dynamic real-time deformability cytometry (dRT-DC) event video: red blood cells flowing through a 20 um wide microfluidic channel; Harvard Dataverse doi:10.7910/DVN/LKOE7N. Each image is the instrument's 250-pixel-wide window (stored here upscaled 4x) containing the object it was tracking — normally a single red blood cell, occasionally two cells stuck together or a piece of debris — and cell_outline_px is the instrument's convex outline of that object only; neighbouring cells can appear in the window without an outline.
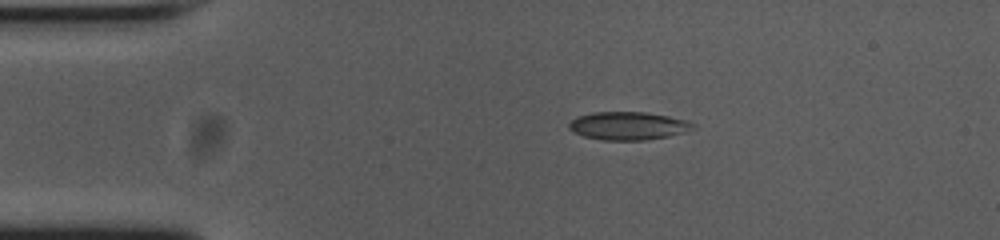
{"species": "common noctule bat (a hibernating species)", "species_latin": "Nyctalus noctula", "temperature_condition": "cold", "stored_images_in_passage": 45, "camera_frame_rate_fps": 3000, "um_per_image_px": 0.085, "animal": {"sex": "female", "body_mass_g": 23.0, "forearm_length_mm": 53.4}, "frame": {"image": 1, "passage_image": 1, "time_ms": 0.0, "image_size_px": [1000, 240], "cell_outline_px": [[696, 124], [692, 128], [684, 132], [668, 136], [644, 140], [604, 140], [584, 136], [568, 128], [568, 124], [576, 116], [592, 112], [644, 112], [668, 116], [684, 120]], "centroid_in_image_um": [53.36, 10.69], "position_along_channel_um": 31.6, "area_um2": 20.06}}
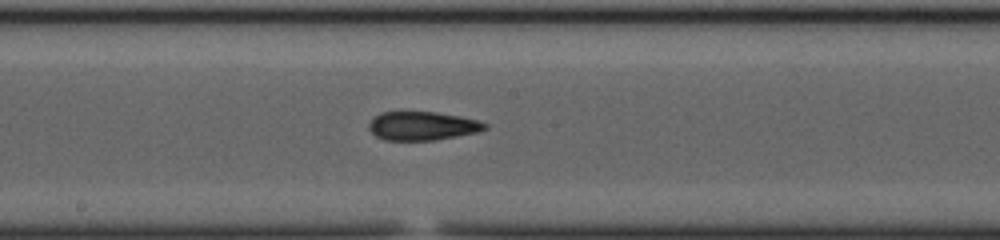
{"frame": {"image": 2, "passage_image": 19, "time_ms": 6.0, "image_size_px": [1000, 240], "cell_outline_px": [[488, 128], [476, 132], [436, 140], [384, 140], [376, 136], [368, 128], [368, 124], [380, 112], [436, 112], [460, 116], [476, 120], [488, 124]], "centroid_in_image_um": [35.89, 10.7], "position_along_channel_um": 212.3, "area_um2": 19.25}}
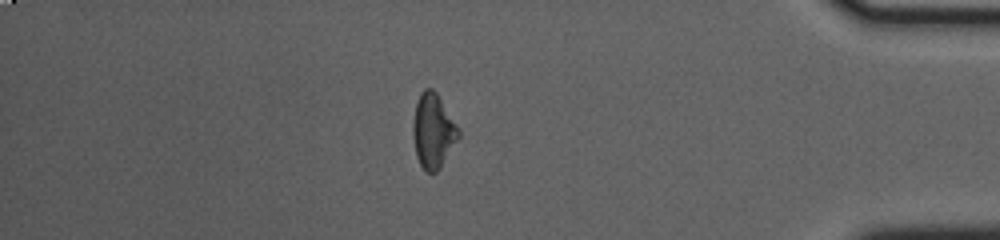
{"frame": {"image": 3, "passage_image": 37, "time_ms": 12.0, "image_size_px": [1000, 240], "cell_outline_px": [[460, 136], [440, 168], [436, 172], [424, 172], [416, 156], [412, 132], [412, 128], [416, 104], [420, 92], [424, 88], [432, 88], [436, 92], [460, 128]], "centroid_in_image_um": [36.82, 11.13], "position_along_channel_um": 398.4, "area_um2": 19.88}, "authors_computed_cell_mechanics": {"area_um2": 19.7098, "velocity_mm_per_s": 3.7511, "shape_relaxation_time_tau1_ms": null, "shape_relaxation_time_tau2_ms": 4.7165, "deformation_change_tau1": null, "deformation_change_tau2": 0.1256}}